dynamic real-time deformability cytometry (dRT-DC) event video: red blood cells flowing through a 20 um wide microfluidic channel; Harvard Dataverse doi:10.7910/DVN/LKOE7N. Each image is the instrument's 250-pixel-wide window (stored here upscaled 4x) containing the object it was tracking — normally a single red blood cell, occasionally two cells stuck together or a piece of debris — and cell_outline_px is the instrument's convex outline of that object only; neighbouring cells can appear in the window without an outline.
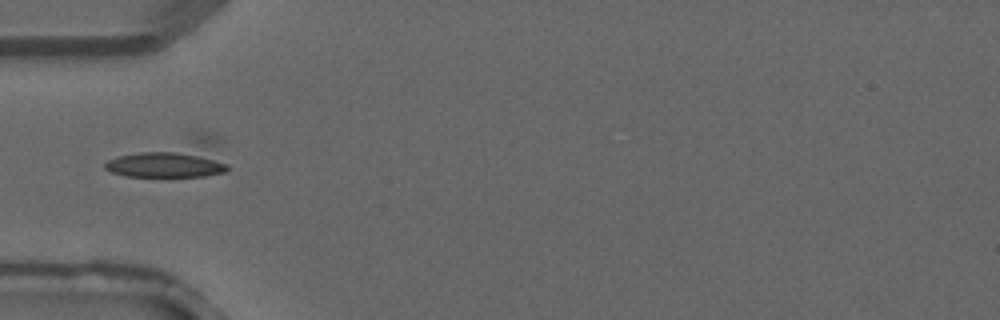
{"species": "common noctule bat (a hibernating species)", "species_latin": "Nyctalus noctula", "temperature_condition": "warm", "stored_images_in_passage": 4, "camera_frame_rate_fps": 3000, "um_per_image_px": 0.085, "animal": {"sex": "male", "forearm_length_mm": 52.5}, "frame": {"image": 1, "passage_image": 3, "time_ms": 0.667, "image_size_px": [1000, 320], "cell_outline_px": [[228, 168], [224, 172], [204, 176], [124, 176], [112, 172], [104, 168], [104, 164], [108, 160], [116, 156], [200, 128], [216, 136], [228, 164]], "centroid_in_image_um": [14.75, 13.39], "position_along_channel_um": 70.3, "area_um2": 28.44}}